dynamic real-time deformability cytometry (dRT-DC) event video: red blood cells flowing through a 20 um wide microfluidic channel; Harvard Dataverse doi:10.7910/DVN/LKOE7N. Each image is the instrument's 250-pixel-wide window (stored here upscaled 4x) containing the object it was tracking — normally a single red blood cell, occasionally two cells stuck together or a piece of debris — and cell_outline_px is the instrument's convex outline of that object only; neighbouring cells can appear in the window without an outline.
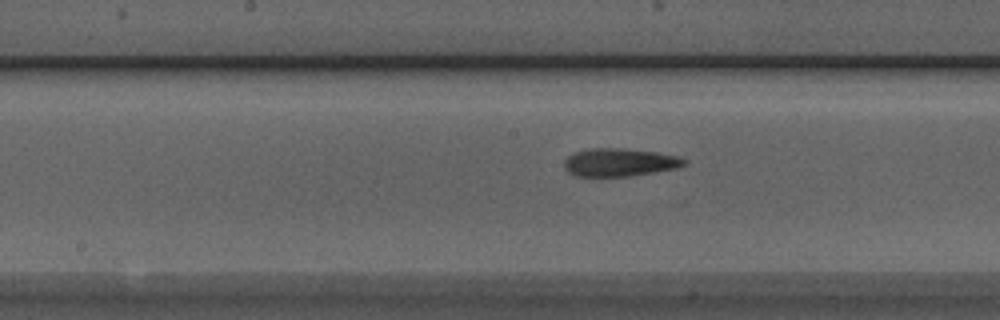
{"species": "Egyptian fruit bat (a non-hibernating species)", "species_latin": "Rousettus aegyptiacus", "temperature_condition": "room temperature", "stored_images_in_passage": 19, "camera_frame_rate_fps": 3000, "um_per_image_px": 0.085, "animal": {"sex": "male"}, "frame": {"image": 1, "passage_image": 16, "time_ms": 5.0, "image_size_px": [1000, 320], "cell_outline_px": [[688, 164], [676, 168], [628, 176], [576, 176], [568, 172], [564, 168], [564, 160], [568, 156], [576, 152], [588, 148], [624, 148], [656, 152], [680, 156], [688, 160]], "centroid_in_image_um": [52.68, 13.79], "position_along_channel_um": 195.5, "area_um2": 19.65}}